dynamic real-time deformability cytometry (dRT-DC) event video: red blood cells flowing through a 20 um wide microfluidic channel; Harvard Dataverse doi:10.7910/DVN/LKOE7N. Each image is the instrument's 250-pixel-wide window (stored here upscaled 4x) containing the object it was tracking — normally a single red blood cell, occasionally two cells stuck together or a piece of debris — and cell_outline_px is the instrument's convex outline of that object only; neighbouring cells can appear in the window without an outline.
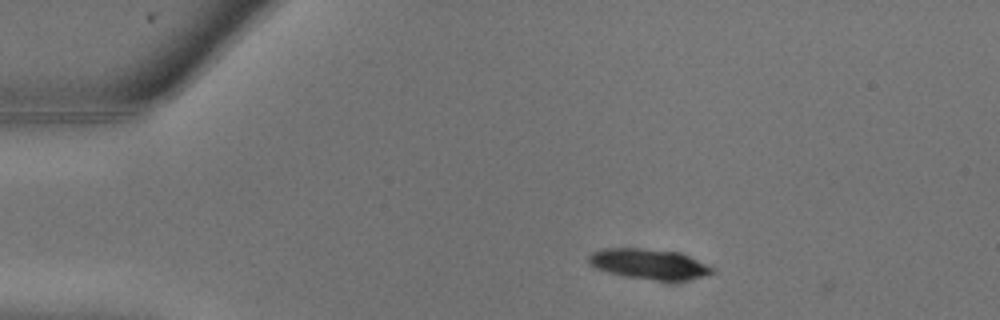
{"species": "common noctule bat (a hibernating species)", "species_latin": "Nyctalus noctula", "temperature_condition": "warm", "stored_images_in_passage": 4, "camera_frame_rate_fps": 3000, "um_per_image_px": 0.085, "animal": {"sex": "male", "body_mass_g": 13.3}, "frame": {"image": 1, "passage_image": 1, "time_ms": 0.0, "image_size_px": [1000, 320], "cell_outline_px": [[716, 272], [704, 276], [684, 280], [656, 280], [624, 276], [608, 272], [596, 268], [588, 264], [588, 256], [592, 252], [604, 248], [644, 248], [676, 252], [688, 256], [708, 264], [716, 268]], "centroid_in_image_um": [55.17, 22.44], "position_along_channel_um": 29.8, "area_um2": 21.85}}